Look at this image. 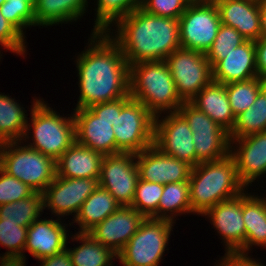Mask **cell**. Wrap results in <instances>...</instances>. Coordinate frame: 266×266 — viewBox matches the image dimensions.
I'll return each instance as SVG.
<instances>
[{
  "label": "cell",
  "mask_w": 266,
  "mask_h": 266,
  "mask_svg": "<svg viewBox=\"0 0 266 266\" xmlns=\"http://www.w3.org/2000/svg\"><path fill=\"white\" fill-rule=\"evenodd\" d=\"M245 41L246 39L236 29L221 24L211 48L205 54L211 67L213 68Z\"/></svg>",
  "instance_id": "cell-37"
},
{
  "label": "cell",
  "mask_w": 266,
  "mask_h": 266,
  "mask_svg": "<svg viewBox=\"0 0 266 266\" xmlns=\"http://www.w3.org/2000/svg\"><path fill=\"white\" fill-rule=\"evenodd\" d=\"M255 47L258 76L266 82V37L255 41Z\"/></svg>",
  "instance_id": "cell-42"
},
{
  "label": "cell",
  "mask_w": 266,
  "mask_h": 266,
  "mask_svg": "<svg viewBox=\"0 0 266 266\" xmlns=\"http://www.w3.org/2000/svg\"><path fill=\"white\" fill-rule=\"evenodd\" d=\"M250 1H254V2L260 3L262 0H250Z\"/></svg>",
  "instance_id": "cell-50"
},
{
  "label": "cell",
  "mask_w": 266,
  "mask_h": 266,
  "mask_svg": "<svg viewBox=\"0 0 266 266\" xmlns=\"http://www.w3.org/2000/svg\"><path fill=\"white\" fill-rule=\"evenodd\" d=\"M28 227L19 226L17 222L0 219V245L8 248L3 255L22 256L25 258L24 248L27 240Z\"/></svg>",
  "instance_id": "cell-38"
},
{
  "label": "cell",
  "mask_w": 266,
  "mask_h": 266,
  "mask_svg": "<svg viewBox=\"0 0 266 266\" xmlns=\"http://www.w3.org/2000/svg\"><path fill=\"white\" fill-rule=\"evenodd\" d=\"M266 131V86L258 93L253 105L236 116L230 138H243Z\"/></svg>",
  "instance_id": "cell-31"
},
{
  "label": "cell",
  "mask_w": 266,
  "mask_h": 266,
  "mask_svg": "<svg viewBox=\"0 0 266 266\" xmlns=\"http://www.w3.org/2000/svg\"><path fill=\"white\" fill-rule=\"evenodd\" d=\"M139 178L159 184L188 181L192 166L162 153L154 145L135 154Z\"/></svg>",
  "instance_id": "cell-18"
},
{
  "label": "cell",
  "mask_w": 266,
  "mask_h": 266,
  "mask_svg": "<svg viewBox=\"0 0 266 266\" xmlns=\"http://www.w3.org/2000/svg\"><path fill=\"white\" fill-rule=\"evenodd\" d=\"M265 86L266 82L259 77L226 84L229 104L235 117L253 105L258 93Z\"/></svg>",
  "instance_id": "cell-34"
},
{
  "label": "cell",
  "mask_w": 266,
  "mask_h": 266,
  "mask_svg": "<svg viewBox=\"0 0 266 266\" xmlns=\"http://www.w3.org/2000/svg\"><path fill=\"white\" fill-rule=\"evenodd\" d=\"M25 37L0 12V45L15 54L25 55Z\"/></svg>",
  "instance_id": "cell-41"
},
{
  "label": "cell",
  "mask_w": 266,
  "mask_h": 266,
  "mask_svg": "<svg viewBox=\"0 0 266 266\" xmlns=\"http://www.w3.org/2000/svg\"><path fill=\"white\" fill-rule=\"evenodd\" d=\"M144 218L132 206L123 205L92 228L88 234L118 254L137 232Z\"/></svg>",
  "instance_id": "cell-19"
},
{
  "label": "cell",
  "mask_w": 266,
  "mask_h": 266,
  "mask_svg": "<svg viewBox=\"0 0 266 266\" xmlns=\"http://www.w3.org/2000/svg\"><path fill=\"white\" fill-rule=\"evenodd\" d=\"M165 62L184 102L192 100L212 81V67L202 52L179 48Z\"/></svg>",
  "instance_id": "cell-11"
},
{
  "label": "cell",
  "mask_w": 266,
  "mask_h": 266,
  "mask_svg": "<svg viewBox=\"0 0 266 266\" xmlns=\"http://www.w3.org/2000/svg\"><path fill=\"white\" fill-rule=\"evenodd\" d=\"M89 45L76 58L80 96L76 108L110 102L129 95V65L107 32H92Z\"/></svg>",
  "instance_id": "cell-1"
},
{
  "label": "cell",
  "mask_w": 266,
  "mask_h": 266,
  "mask_svg": "<svg viewBox=\"0 0 266 266\" xmlns=\"http://www.w3.org/2000/svg\"><path fill=\"white\" fill-rule=\"evenodd\" d=\"M120 206L106 189L98 186L83 202L72 223L79 225L78 233H88Z\"/></svg>",
  "instance_id": "cell-27"
},
{
  "label": "cell",
  "mask_w": 266,
  "mask_h": 266,
  "mask_svg": "<svg viewBox=\"0 0 266 266\" xmlns=\"http://www.w3.org/2000/svg\"><path fill=\"white\" fill-rule=\"evenodd\" d=\"M259 10L261 15V37H266V0L259 3Z\"/></svg>",
  "instance_id": "cell-46"
},
{
  "label": "cell",
  "mask_w": 266,
  "mask_h": 266,
  "mask_svg": "<svg viewBox=\"0 0 266 266\" xmlns=\"http://www.w3.org/2000/svg\"><path fill=\"white\" fill-rule=\"evenodd\" d=\"M43 210V193L35 192L28 198L0 205V219L17 222L22 227H29L34 221L40 219Z\"/></svg>",
  "instance_id": "cell-32"
},
{
  "label": "cell",
  "mask_w": 266,
  "mask_h": 266,
  "mask_svg": "<svg viewBox=\"0 0 266 266\" xmlns=\"http://www.w3.org/2000/svg\"><path fill=\"white\" fill-rule=\"evenodd\" d=\"M155 116L131 96L123 97V108L113 124L116 154L134 153L154 145Z\"/></svg>",
  "instance_id": "cell-9"
},
{
  "label": "cell",
  "mask_w": 266,
  "mask_h": 266,
  "mask_svg": "<svg viewBox=\"0 0 266 266\" xmlns=\"http://www.w3.org/2000/svg\"><path fill=\"white\" fill-rule=\"evenodd\" d=\"M154 122V146L162 153L183 160L192 167L196 166V150L193 132L188 122L179 112L167 113Z\"/></svg>",
  "instance_id": "cell-14"
},
{
  "label": "cell",
  "mask_w": 266,
  "mask_h": 266,
  "mask_svg": "<svg viewBox=\"0 0 266 266\" xmlns=\"http://www.w3.org/2000/svg\"><path fill=\"white\" fill-rule=\"evenodd\" d=\"M220 261V263H219ZM214 266H230V254L224 255Z\"/></svg>",
  "instance_id": "cell-47"
},
{
  "label": "cell",
  "mask_w": 266,
  "mask_h": 266,
  "mask_svg": "<svg viewBox=\"0 0 266 266\" xmlns=\"http://www.w3.org/2000/svg\"><path fill=\"white\" fill-rule=\"evenodd\" d=\"M114 25L116 30L107 33L119 45L129 66L164 61L181 48L178 19L149 14L138 7Z\"/></svg>",
  "instance_id": "cell-2"
},
{
  "label": "cell",
  "mask_w": 266,
  "mask_h": 266,
  "mask_svg": "<svg viewBox=\"0 0 266 266\" xmlns=\"http://www.w3.org/2000/svg\"><path fill=\"white\" fill-rule=\"evenodd\" d=\"M0 94V144L22 141L28 124L26 110L15 98Z\"/></svg>",
  "instance_id": "cell-29"
},
{
  "label": "cell",
  "mask_w": 266,
  "mask_h": 266,
  "mask_svg": "<svg viewBox=\"0 0 266 266\" xmlns=\"http://www.w3.org/2000/svg\"><path fill=\"white\" fill-rule=\"evenodd\" d=\"M259 77L255 41L246 40L212 68V80L222 84Z\"/></svg>",
  "instance_id": "cell-21"
},
{
  "label": "cell",
  "mask_w": 266,
  "mask_h": 266,
  "mask_svg": "<svg viewBox=\"0 0 266 266\" xmlns=\"http://www.w3.org/2000/svg\"><path fill=\"white\" fill-rule=\"evenodd\" d=\"M189 4L209 3V0H187Z\"/></svg>",
  "instance_id": "cell-48"
},
{
  "label": "cell",
  "mask_w": 266,
  "mask_h": 266,
  "mask_svg": "<svg viewBox=\"0 0 266 266\" xmlns=\"http://www.w3.org/2000/svg\"><path fill=\"white\" fill-rule=\"evenodd\" d=\"M88 0H36L35 26L67 24L81 18L88 7Z\"/></svg>",
  "instance_id": "cell-25"
},
{
  "label": "cell",
  "mask_w": 266,
  "mask_h": 266,
  "mask_svg": "<svg viewBox=\"0 0 266 266\" xmlns=\"http://www.w3.org/2000/svg\"><path fill=\"white\" fill-rule=\"evenodd\" d=\"M99 186L97 179L63 178L55 176L43 193L44 210H51L58 218L78 214L83 202Z\"/></svg>",
  "instance_id": "cell-15"
},
{
  "label": "cell",
  "mask_w": 266,
  "mask_h": 266,
  "mask_svg": "<svg viewBox=\"0 0 266 266\" xmlns=\"http://www.w3.org/2000/svg\"><path fill=\"white\" fill-rule=\"evenodd\" d=\"M189 3L187 0H140V8L156 16L179 19Z\"/></svg>",
  "instance_id": "cell-40"
},
{
  "label": "cell",
  "mask_w": 266,
  "mask_h": 266,
  "mask_svg": "<svg viewBox=\"0 0 266 266\" xmlns=\"http://www.w3.org/2000/svg\"><path fill=\"white\" fill-rule=\"evenodd\" d=\"M189 102L225 131L228 133L232 131L236 117L229 104L226 84L212 80Z\"/></svg>",
  "instance_id": "cell-24"
},
{
  "label": "cell",
  "mask_w": 266,
  "mask_h": 266,
  "mask_svg": "<svg viewBox=\"0 0 266 266\" xmlns=\"http://www.w3.org/2000/svg\"><path fill=\"white\" fill-rule=\"evenodd\" d=\"M123 108V97L114 101L74 109L76 142L105 155L116 154L113 124Z\"/></svg>",
  "instance_id": "cell-6"
},
{
  "label": "cell",
  "mask_w": 266,
  "mask_h": 266,
  "mask_svg": "<svg viewBox=\"0 0 266 266\" xmlns=\"http://www.w3.org/2000/svg\"><path fill=\"white\" fill-rule=\"evenodd\" d=\"M35 193L29 185L8 175L0 168V205L28 198Z\"/></svg>",
  "instance_id": "cell-39"
},
{
  "label": "cell",
  "mask_w": 266,
  "mask_h": 266,
  "mask_svg": "<svg viewBox=\"0 0 266 266\" xmlns=\"http://www.w3.org/2000/svg\"><path fill=\"white\" fill-rule=\"evenodd\" d=\"M62 219H42L34 221L27 229L24 248L36 260L53 256L66 249L69 232L61 222Z\"/></svg>",
  "instance_id": "cell-20"
},
{
  "label": "cell",
  "mask_w": 266,
  "mask_h": 266,
  "mask_svg": "<svg viewBox=\"0 0 266 266\" xmlns=\"http://www.w3.org/2000/svg\"><path fill=\"white\" fill-rule=\"evenodd\" d=\"M178 20L181 48L206 54L221 25L216 4H189Z\"/></svg>",
  "instance_id": "cell-12"
},
{
  "label": "cell",
  "mask_w": 266,
  "mask_h": 266,
  "mask_svg": "<svg viewBox=\"0 0 266 266\" xmlns=\"http://www.w3.org/2000/svg\"><path fill=\"white\" fill-rule=\"evenodd\" d=\"M26 258L22 256H0V266H25Z\"/></svg>",
  "instance_id": "cell-45"
},
{
  "label": "cell",
  "mask_w": 266,
  "mask_h": 266,
  "mask_svg": "<svg viewBox=\"0 0 266 266\" xmlns=\"http://www.w3.org/2000/svg\"><path fill=\"white\" fill-rule=\"evenodd\" d=\"M6 0H0V6L5 2Z\"/></svg>",
  "instance_id": "cell-51"
},
{
  "label": "cell",
  "mask_w": 266,
  "mask_h": 266,
  "mask_svg": "<svg viewBox=\"0 0 266 266\" xmlns=\"http://www.w3.org/2000/svg\"><path fill=\"white\" fill-rule=\"evenodd\" d=\"M219 1H222V0H209V3L216 4V3H218Z\"/></svg>",
  "instance_id": "cell-49"
},
{
  "label": "cell",
  "mask_w": 266,
  "mask_h": 266,
  "mask_svg": "<svg viewBox=\"0 0 266 266\" xmlns=\"http://www.w3.org/2000/svg\"><path fill=\"white\" fill-rule=\"evenodd\" d=\"M139 180L134 153L105 155L98 184L106 189L121 206H130Z\"/></svg>",
  "instance_id": "cell-13"
},
{
  "label": "cell",
  "mask_w": 266,
  "mask_h": 266,
  "mask_svg": "<svg viewBox=\"0 0 266 266\" xmlns=\"http://www.w3.org/2000/svg\"><path fill=\"white\" fill-rule=\"evenodd\" d=\"M221 24L236 29L246 40L261 37L259 3L250 0H222L216 3Z\"/></svg>",
  "instance_id": "cell-22"
},
{
  "label": "cell",
  "mask_w": 266,
  "mask_h": 266,
  "mask_svg": "<svg viewBox=\"0 0 266 266\" xmlns=\"http://www.w3.org/2000/svg\"><path fill=\"white\" fill-rule=\"evenodd\" d=\"M229 154L234 159L240 182L247 188L266 174V131L230 138Z\"/></svg>",
  "instance_id": "cell-17"
},
{
  "label": "cell",
  "mask_w": 266,
  "mask_h": 266,
  "mask_svg": "<svg viewBox=\"0 0 266 266\" xmlns=\"http://www.w3.org/2000/svg\"><path fill=\"white\" fill-rule=\"evenodd\" d=\"M21 143L23 141L0 144V168L35 192H43L56 176V161Z\"/></svg>",
  "instance_id": "cell-7"
},
{
  "label": "cell",
  "mask_w": 266,
  "mask_h": 266,
  "mask_svg": "<svg viewBox=\"0 0 266 266\" xmlns=\"http://www.w3.org/2000/svg\"><path fill=\"white\" fill-rule=\"evenodd\" d=\"M36 0H6L0 12L24 37L23 30L35 26L34 6Z\"/></svg>",
  "instance_id": "cell-35"
},
{
  "label": "cell",
  "mask_w": 266,
  "mask_h": 266,
  "mask_svg": "<svg viewBox=\"0 0 266 266\" xmlns=\"http://www.w3.org/2000/svg\"><path fill=\"white\" fill-rule=\"evenodd\" d=\"M174 222L144 218L137 232L117 254L123 266H159Z\"/></svg>",
  "instance_id": "cell-8"
},
{
  "label": "cell",
  "mask_w": 266,
  "mask_h": 266,
  "mask_svg": "<svg viewBox=\"0 0 266 266\" xmlns=\"http://www.w3.org/2000/svg\"><path fill=\"white\" fill-rule=\"evenodd\" d=\"M210 219L226 246V253L244 255L246 228L243 221V192L231 199L221 201L203 215Z\"/></svg>",
  "instance_id": "cell-16"
},
{
  "label": "cell",
  "mask_w": 266,
  "mask_h": 266,
  "mask_svg": "<svg viewBox=\"0 0 266 266\" xmlns=\"http://www.w3.org/2000/svg\"><path fill=\"white\" fill-rule=\"evenodd\" d=\"M93 32H107L120 18L140 7V0H97Z\"/></svg>",
  "instance_id": "cell-33"
},
{
  "label": "cell",
  "mask_w": 266,
  "mask_h": 266,
  "mask_svg": "<svg viewBox=\"0 0 266 266\" xmlns=\"http://www.w3.org/2000/svg\"><path fill=\"white\" fill-rule=\"evenodd\" d=\"M73 241L82 243L76 248L66 247L72 260L73 266H113L112 260L117 259V254L94 240L88 233H75ZM73 249V250H72ZM116 257V258H115Z\"/></svg>",
  "instance_id": "cell-28"
},
{
  "label": "cell",
  "mask_w": 266,
  "mask_h": 266,
  "mask_svg": "<svg viewBox=\"0 0 266 266\" xmlns=\"http://www.w3.org/2000/svg\"><path fill=\"white\" fill-rule=\"evenodd\" d=\"M163 189L164 184L148 182L139 178L134 199L130 206L145 218H151L158 211Z\"/></svg>",
  "instance_id": "cell-36"
},
{
  "label": "cell",
  "mask_w": 266,
  "mask_h": 266,
  "mask_svg": "<svg viewBox=\"0 0 266 266\" xmlns=\"http://www.w3.org/2000/svg\"><path fill=\"white\" fill-rule=\"evenodd\" d=\"M243 221L246 228L244 255L253 245L266 248V198L243 192Z\"/></svg>",
  "instance_id": "cell-26"
},
{
  "label": "cell",
  "mask_w": 266,
  "mask_h": 266,
  "mask_svg": "<svg viewBox=\"0 0 266 266\" xmlns=\"http://www.w3.org/2000/svg\"><path fill=\"white\" fill-rule=\"evenodd\" d=\"M42 99H33L31 105V124L26 125L22 141L29 140L33 131L32 142L28 144L34 150L49 156L54 161L76 141L73 114L62 117ZM32 127V128H30Z\"/></svg>",
  "instance_id": "cell-5"
},
{
  "label": "cell",
  "mask_w": 266,
  "mask_h": 266,
  "mask_svg": "<svg viewBox=\"0 0 266 266\" xmlns=\"http://www.w3.org/2000/svg\"><path fill=\"white\" fill-rule=\"evenodd\" d=\"M129 95L143 103L155 117L162 112H178L184 103L165 60L129 66Z\"/></svg>",
  "instance_id": "cell-4"
},
{
  "label": "cell",
  "mask_w": 266,
  "mask_h": 266,
  "mask_svg": "<svg viewBox=\"0 0 266 266\" xmlns=\"http://www.w3.org/2000/svg\"><path fill=\"white\" fill-rule=\"evenodd\" d=\"M194 213L190 204L189 181L164 184L158 211L151 217L175 223L176 216Z\"/></svg>",
  "instance_id": "cell-30"
},
{
  "label": "cell",
  "mask_w": 266,
  "mask_h": 266,
  "mask_svg": "<svg viewBox=\"0 0 266 266\" xmlns=\"http://www.w3.org/2000/svg\"><path fill=\"white\" fill-rule=\"evenodd\" d=\"M230 266H265L248 255L230 254Z\"/></svg>",
  "instance_id": "cell-44"
},
{
  "label": "cell",
  "mask_w": 266,
  "mask_h": 266,
  "mask_svg": "<svg viewBox=\"0 0 266 266\" xmlns=\"http://www.w3.org/2000/svg\"><path fill=\"white\" fill-rule=\"evenodd\" d=\"M188 181L190 204L195 215H203L217 203L234 198L247 189L239 180L230 154L192 167Z\"/></svg>",
  "instance_id": "cell-3"
},
{
  "label": "cell",
  "mask_w": 266,
  "mask_h": 266,
  "mask_svg": "<svg viewBox=\"0 0 266 266\" xmlns=\"http://www.w3.org/2000/svg\"><path fill=\"white\" fill-rule=\"evenodd\" d=\"M178 112L193 132L196 165L226 157L230 151L229 133L190 102H184Z\"/></svg>",
  "instance_id": "cell-10"
},
{
  "label": "cell",
  "mask_w": 266,
  "mask_h": 266,
  "mask_svg": "<svg viewBox=\"0 0 266 266\" xmlns=\"http://www.w3.org/2000/svg\"><path fill=\"white\" fill-rule=\"evenodd\" d=\"M41 266H73L71 257L67 249L53 256L45 257L39 260Z\"/></svg>",
  "instance_id": "cell-43"
},
{
  "label": "cell",
  "mask_w": 266,
  "mask_h": 266,
  "mask_svg": "<svg viewBox=\"0 0 266 266\" xmlns=\"http://www.w3.org/2000/svg\"><path fill=\"white\" fill-rule=\"evenodd\" d=\"M104 155L76 141L56 161V176L99 179Z\"/></svg>",
  "instance_id": "cell-23"
}]
</instances>
